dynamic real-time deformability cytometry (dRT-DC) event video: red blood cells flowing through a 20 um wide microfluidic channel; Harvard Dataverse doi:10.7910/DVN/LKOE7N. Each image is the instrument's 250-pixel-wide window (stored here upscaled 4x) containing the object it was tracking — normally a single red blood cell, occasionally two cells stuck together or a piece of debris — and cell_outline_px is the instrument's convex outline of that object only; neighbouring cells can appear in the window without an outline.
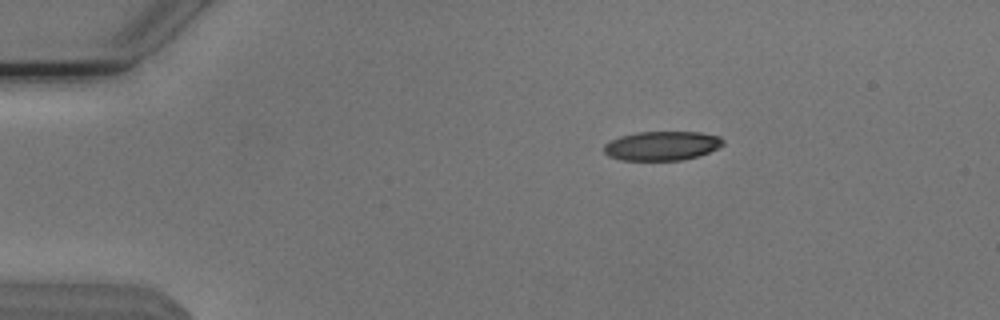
{"species": "Egyptian fruit bat (a non-hibernating species)", "species_latin": "Rousettus aegyptiacus", "temperature_condition": "cold", "stored_images_in_passage": 9, "camera_frame_rate_fps": 3000, "um_per_image_px": 0.085, "animal": {"sex": "male"}, "frame": {"image": 1, "passage_image": 1, "time_ms": 0.0, "image_size_px": [1000, 320], "cell_outline_px": [[724, 144], [700, 156], [680, 160], [620, 160], [608, 156], [604, 152], [604, 144], [620, 136], [636, 132], [700, 132], [720, 136], [724, 140]], "centroid_in_image_um": [56.26, 12.39], "position_along_channel_um": 28.7, "area_um2": 20.29}}